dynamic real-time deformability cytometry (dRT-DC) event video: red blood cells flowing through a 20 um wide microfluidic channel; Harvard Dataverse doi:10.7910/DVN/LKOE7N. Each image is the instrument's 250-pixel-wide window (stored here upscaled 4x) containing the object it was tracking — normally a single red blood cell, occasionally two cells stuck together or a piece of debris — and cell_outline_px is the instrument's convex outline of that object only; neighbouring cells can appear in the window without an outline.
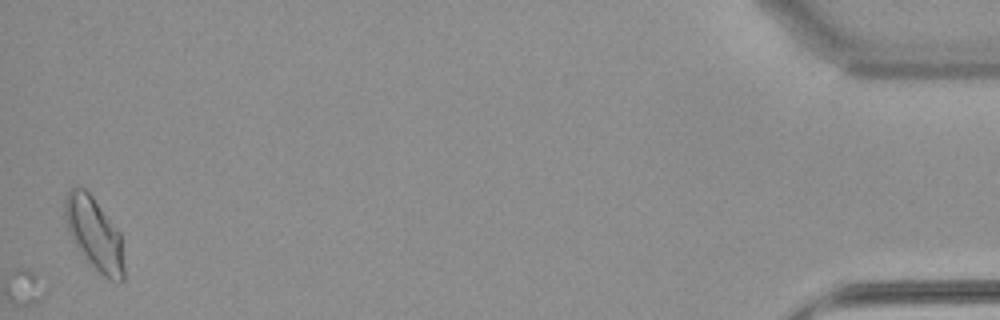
{"species": "common noctule bat (a hibernating species)", "species_latin": "Nyctalus noctula", "temperature_condition": "warm", "stored_images_in_passage": 52, "camera_frame_rate_fps": 3000, "um_per_image_px": 0.085, "animal": {"sex": "female", "body_mass_g": 22.7, "forearm_length_mm": 54.2}, "frame": {"image": 1, "passage_image": 52, "time_ms": 17.0, "image_size_px": [1000, 320], "cell_outline_px": [[124, 280], [108, 280], [88, 264], [84, 260], [72, 240], [64, 216], [64, 200], [68, 192], [72, 188], [84, 188], [92, 196], [120, 232], [124, 268]], "centroid_in_image_um": [8.0, 19.91], "position_along_channel_um": 427.2, "area_um2": 25.03}}